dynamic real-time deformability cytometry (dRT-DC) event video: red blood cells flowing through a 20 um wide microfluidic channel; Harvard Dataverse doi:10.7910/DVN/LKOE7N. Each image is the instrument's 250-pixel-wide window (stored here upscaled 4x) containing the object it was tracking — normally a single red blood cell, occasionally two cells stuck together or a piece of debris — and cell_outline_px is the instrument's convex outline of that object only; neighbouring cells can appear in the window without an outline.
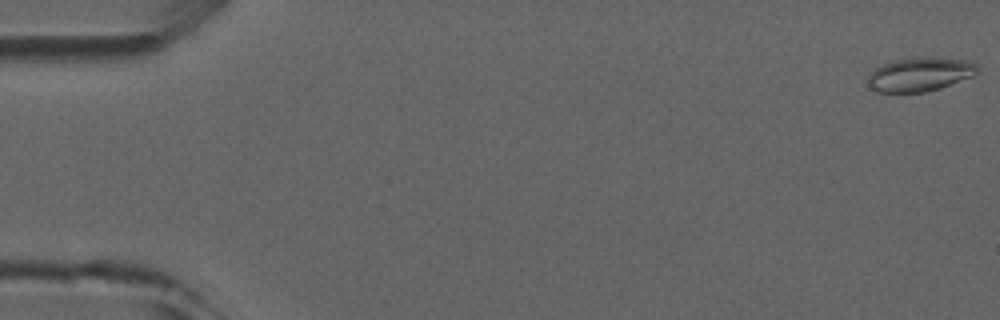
{"species": "common noctule bat (a hibernating species)", "species_latin": "Nyctalus noctula", "temperature_condition": "room temperature", "stored_images_in_passage": 6, "camera_frame_rate_fps": 3000, "um_per_image_px": 0.085, "animal": {"sex": "male", "forearm_length_mm": 52.5}, "frame": {"image": 1, "passage_image": 1, "time_ms": 0.0, "image_size_px": [1000, 320], "cell_outline_px": [[980, 68], [972, 76], [940, 88], [924, 92], [876, 92], [868, 84], [868, 76], [876, 68], [884, 64], [896, 60], [916, 56], [964, 60], [976, 64]], "centroid_in_image_um": [78.18, 6.32], "position_along_channel_um": 6.8, "area_um2": 21.39}}